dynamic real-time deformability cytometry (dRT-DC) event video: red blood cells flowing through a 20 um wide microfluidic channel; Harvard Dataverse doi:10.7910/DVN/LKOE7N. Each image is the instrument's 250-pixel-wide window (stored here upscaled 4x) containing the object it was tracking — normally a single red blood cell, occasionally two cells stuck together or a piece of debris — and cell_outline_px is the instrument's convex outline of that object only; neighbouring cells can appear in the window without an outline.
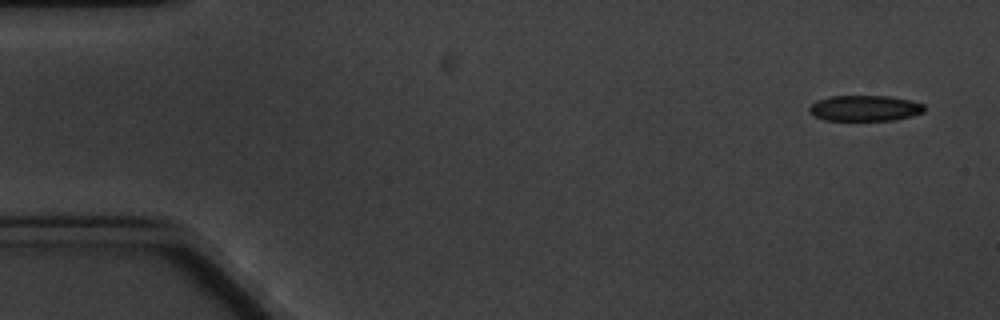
{"species": "common noctule bat (a hibernating species)", "species_latin": "Nyctalus noctula", "temperature_condition": "cold", "stored_images_in_passage": 6, "camera_frame_rate_fps": 3000, "um_per_image_px": 0.085, "animal": {"sex": "male", "body_mass_g": 20.1, "forearm_length_mm": 53.5}, "frame": {"image": 1, "passage_image": 1, "time_ms": 0.0, "image_size_px": [1000, 320], "cell_outline_px": [[924, 112], [912, 116], [892, 120], [824, 120], [808, 112], [808, 108], [816, 100], [828, 96], [888, 96], [908, 100], [924, 104]], "centroid_in_image_um": [73.48, 9.19], "position_along_channel_um": 11.5, "area_um2": 17.22}}